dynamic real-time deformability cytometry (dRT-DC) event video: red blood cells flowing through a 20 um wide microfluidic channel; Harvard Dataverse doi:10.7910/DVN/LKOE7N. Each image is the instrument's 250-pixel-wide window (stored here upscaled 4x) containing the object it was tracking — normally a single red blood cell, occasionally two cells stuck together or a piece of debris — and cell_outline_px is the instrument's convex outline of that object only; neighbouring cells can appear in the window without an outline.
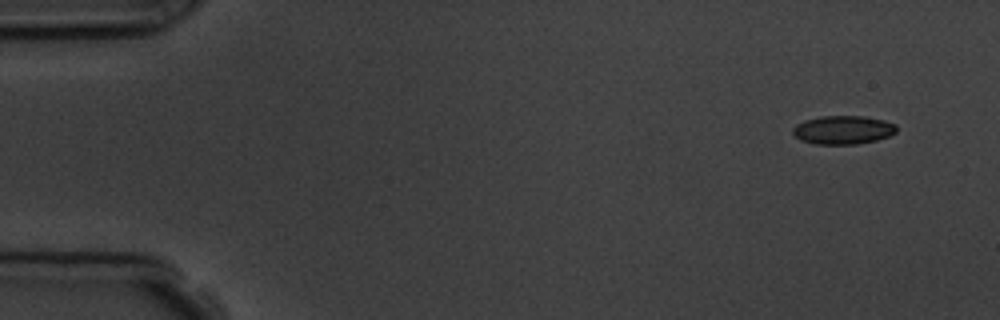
{"species": "common noctule bat (a hibernating species)", "species_latin": "Nyctalus noctula", "temperature_condition": "room temperature", "stored_images_in_passage": 6, "camera_frame_rate_fps": 3000, "um_per_image_px": 0.085, "animal": {"sex": "male", "body_mass_g": 19.5, "forearm_length_mm": 54.6}, "frame": {"image": 1, "passage_image": 1, "time_ms": 0.0, "image_size_px": [1000, 320], "cell_outline_px": [[896, 132], [888, 136], [876, 140], [856, 144], [816, 144], [800, 140], [792, 132], [792, 128], [796, 124], [804, 120], [820, 116], [864, 116], [884, 120], [896, 124]], "centroid_in_image_um": [71.64, 11.03], "position_along_channel_um": 13.4, "area_um2": 17.28}}
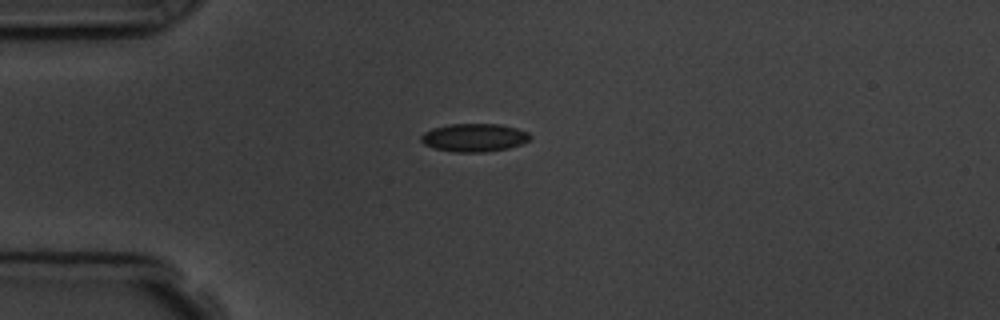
{"frame": {"image": 2, "passage_image": 4, "time_ms": 3.333, "image_size_px": [1000, 320], "cell_outline_px": [[532, 136], [528, 140], [520, 144], [508, 148], [484, 152], [456, 152], [436, 148], [424, 144], [420, 140], [420, 136], [424, 132], [432, 128], [448, 124], [500, 124], [516, 128], [528, 132]], "centroid_in_image_um": [40.29, 11.68], "position_along_channel_um": 44.7, "area_um2": 17.8}}